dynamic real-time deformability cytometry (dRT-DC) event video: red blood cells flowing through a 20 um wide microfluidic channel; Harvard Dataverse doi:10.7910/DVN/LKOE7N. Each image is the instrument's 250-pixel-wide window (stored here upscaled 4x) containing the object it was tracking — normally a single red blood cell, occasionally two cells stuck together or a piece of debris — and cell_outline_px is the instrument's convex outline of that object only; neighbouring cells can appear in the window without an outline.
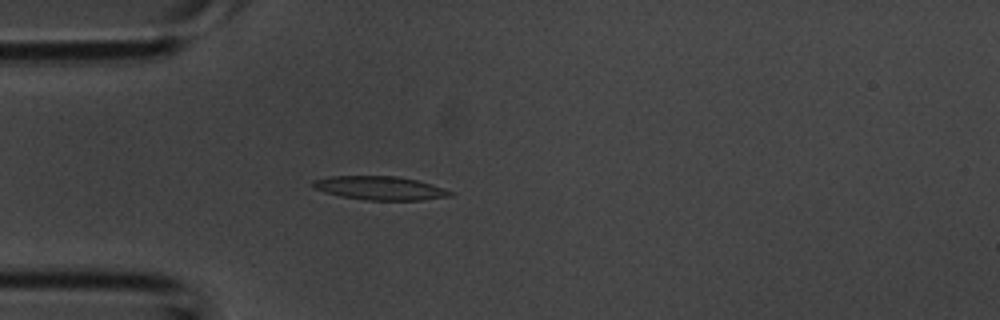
{"species": "common noctule bat (a hibernating species)", "species_latin": "Nyctalus noctula", "temperature_condition": "room temperature", "stored_images_in_passage": 37, "camera_frame_rate_fps": 3000, "um_per_image_px": 0.085, "animal": {"sex": "male", "body_mass_g": 20.1, "forearm_length_mm": 53.5}, "frame": {"image": 1, "passage_image": 7, "time_ms": 2.0, "image_size_px": [1000, 320], "cell_outline_px": [[456, 192], [452, 196], [420, 200], [368, 200], [340, 196], [324, 192], [316, 188], [312, 184], [312, 180], [328, 176], [396, 176], [416, 180]], "centroid_in_image_um": [32.3, 15.98], "position_along_channel_um": 52.7, "area_um2": 18.84}}
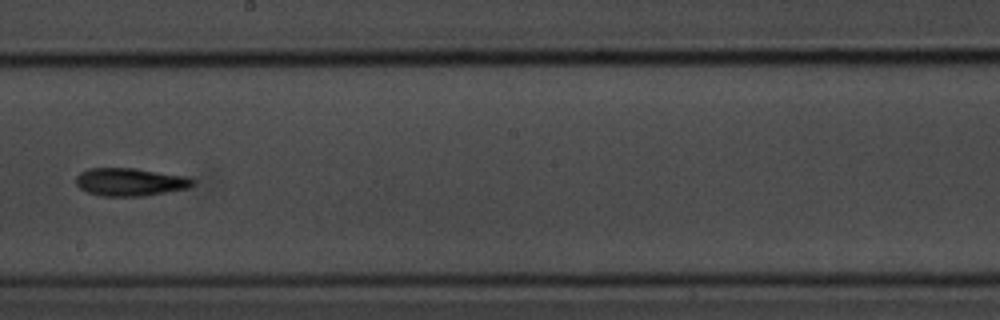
{"frame": {"image": 2, "passage_image": 19, "time_ms": 6.0, "image_size_px": [1000, 320], "cell_outline_px": [[196, 184], [188, 188], [140, 196], [100, 196], [88, 192], [80, 188], [76, 184], [76, 176], [80, 172], [88, 168], [136, 168], [188, 176], [196, 180]], "centroid_in_image_um": [11.08, 15.45], "position_along_channel_um": 237.1, "area_um2": 19.13}}
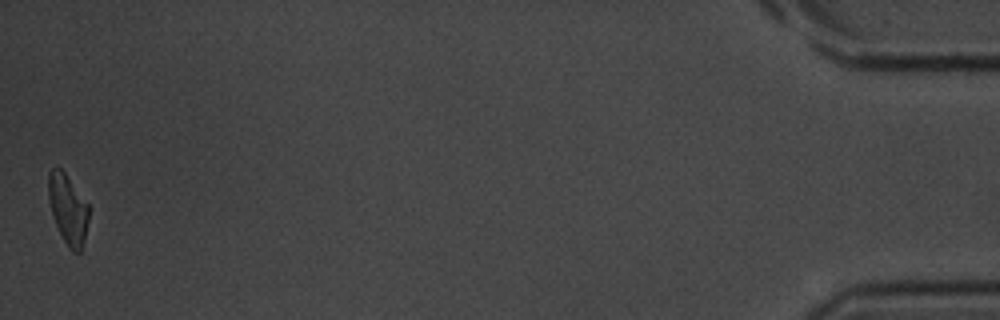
{"frame": {"image": 3, "passage_image": 37, "time_ms": 12.0, "image_size_px": [1000, 320], "cell_outline_px": [[88, 220], [84, 240], [80, 252], [72, 252], [68, 248], [56, 224], [48, 200], [48, 172], [52, 168], [60, 168], [64, 172], [88, 204]], "centroid_in_image_um": [5.76, 17.77], "position_along_channel_um": 429.4, "area_um2": 16.13}}